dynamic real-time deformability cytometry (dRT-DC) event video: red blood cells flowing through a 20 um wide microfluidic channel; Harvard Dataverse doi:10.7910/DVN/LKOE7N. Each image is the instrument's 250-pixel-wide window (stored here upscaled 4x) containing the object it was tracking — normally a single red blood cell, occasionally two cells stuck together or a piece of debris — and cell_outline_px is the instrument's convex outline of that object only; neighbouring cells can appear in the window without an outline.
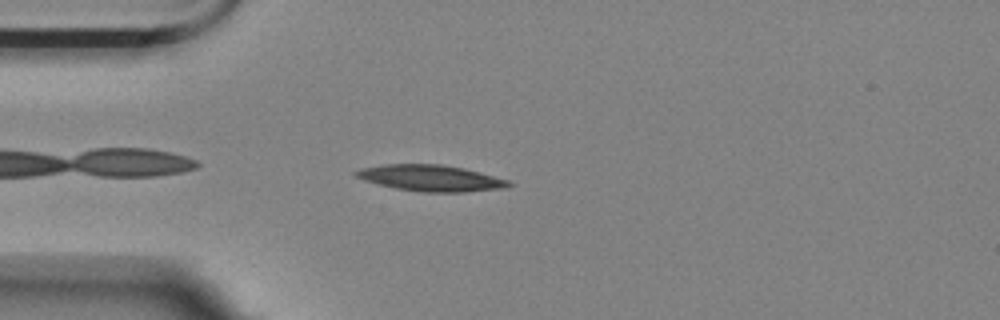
{"species": "Egyptian fruit bat (a non-hibernating species)", "species_latin": "Rousettus aegyptiacus", "temperature_condition": "room temperature", "stored_images_in_passage": 36, "camera_frame_rate_fps": 3000, "um_per_image_px": 0.085, "animal": {"sex": "female"}, "frame": {"image": 1, "passage_image": 2, "time_ms": 0.333, "image_size_px": [1000, 320], "cell_outline_px": [[516, 184], [508, 188], [464, 192], [424, 192], [396, 188], [364, 180], [356, 176], [352, 172], [360, 168], [384, 164], [444, 164], [464, 168], [480, 172], [508, 180]], "centroid_in_image_um": [36.67, 15.13], "position_along_channel_um": 48.3, "area_um2": 23.47}}
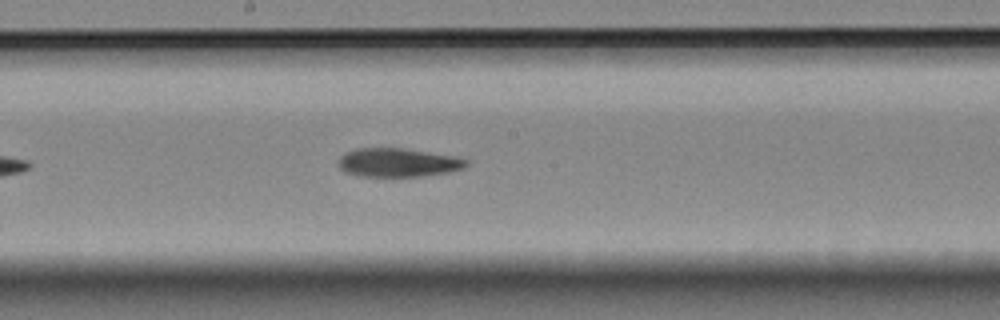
{"frame": {"image": 2, "passage_image": 17, "time_ms": 5.333, "image_size_px": [1000, 320], "cell_outline_px": [[468, 164], [464, 168], [448, 172], [424, 176], [356, 176], [344, 172], [340, 168], [336, 160], [344, 152], [356, 148], [404, 148], [460, 156], [468, 160]], "centroid_in_image_um": [33.82, 13.8], "position_along_channel_um": 214.4, "area_um2": 21.85}}
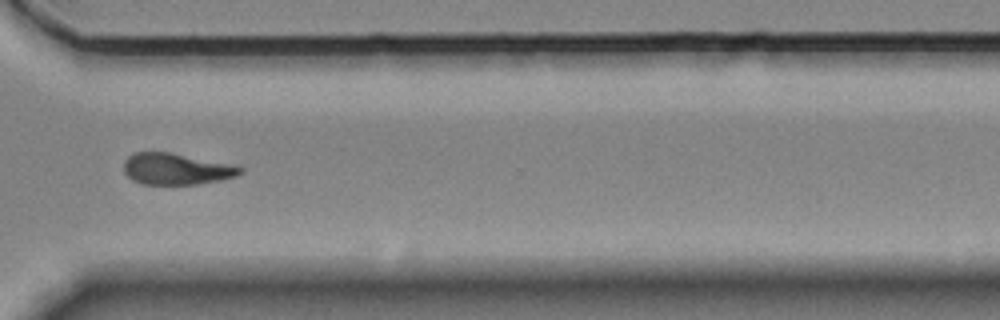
{"frame": {"image": 3, "passage_image": 29, "time_ms": 9.333, "image_size_px": [1000, 320], "cell_outline_px": [[244, 172], [236, 176], [220, 180], [196, 184], [140, 184], [132, 180], [124, 172], [124, 160], [128, 156], [136, 152], [168, 152], [236, 164], [244, 168]], "centroid_in_image_um": [15.02, 14.36], "position_along_channel_um": 355.6, "area_um2": 21.5}, "authors_computed_cell_mechanics": {"area_um2": 22.3686, "velocity_mm_per_s": 3.5371, "shape_relaxation_time_tau1_ms": null, "shape_relaxation_time_tau2_ms": 9.1796, "deformation_change_tau1": null, "deformation_change_tau2": 0.1968}}